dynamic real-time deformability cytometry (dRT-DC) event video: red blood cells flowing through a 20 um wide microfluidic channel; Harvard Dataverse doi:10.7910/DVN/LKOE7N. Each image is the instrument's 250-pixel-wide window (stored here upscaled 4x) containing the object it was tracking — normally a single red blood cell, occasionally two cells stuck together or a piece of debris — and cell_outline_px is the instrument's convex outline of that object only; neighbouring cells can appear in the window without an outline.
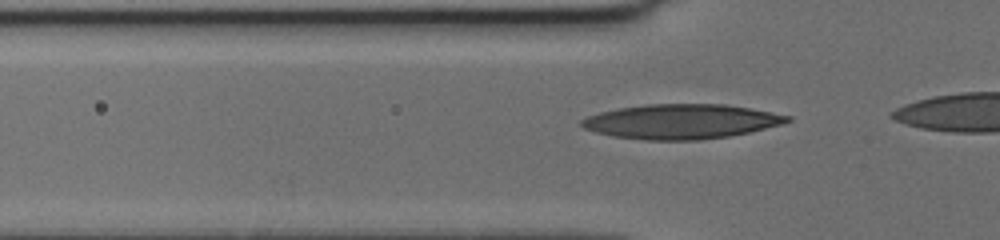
{"species": "human", "species_latin": "Homo sapiens", "temperature_condition": "cold", "stored_images_in_passage": 21, "camera_frame_rate_fps": 3000, "um_per_image_px": 0.085, "donor": {"sex": "female"}, "frame": {"image": 1, "passage_image": 14, "time_ms": 4.333, "image_size_px": [1000, 240], "cell_outline_px": [[792, 120], [784, 124], [732, 136], [700, 140], [644, 140], [612, 136], [596, 132], [584, 128], [580, 124], [580, 120], [588, 116], [600, 112], [616, 108], [648, 104], [724, 104], [772, 112], [792, 116]], "centroid_in_image_um": [57.92, 10.33], "position_along_channel_um": 67.9, "area_um2": 41.79}}
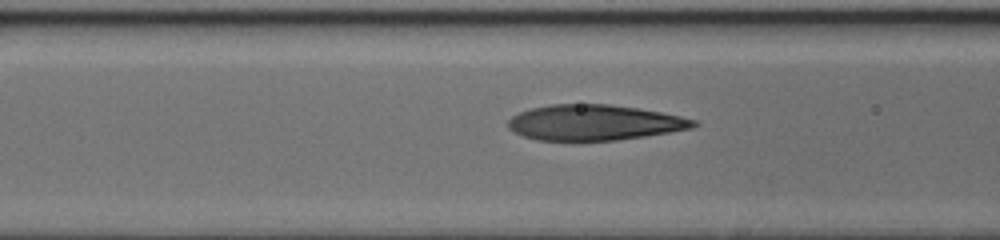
{"frame": {"image": 2, "passage_image": 18, "time_ms": 5.667, "image_size_px": [1000, 240], "cell_outline_px": [[700, 124], [692, 128], [644, 136], [616, 140], [536, 140], [524, 136], [508, 128], [508, 120], [512, 116], [520, 112], [532, 108], [552, 104], [608, 104], [636, 108], [660, 112], [680, 116], [696, 120]], "centroid_in_image_um": [50.51, 10.41], "position_along_channel_um": 116.1, "area_um2": 38.03}}